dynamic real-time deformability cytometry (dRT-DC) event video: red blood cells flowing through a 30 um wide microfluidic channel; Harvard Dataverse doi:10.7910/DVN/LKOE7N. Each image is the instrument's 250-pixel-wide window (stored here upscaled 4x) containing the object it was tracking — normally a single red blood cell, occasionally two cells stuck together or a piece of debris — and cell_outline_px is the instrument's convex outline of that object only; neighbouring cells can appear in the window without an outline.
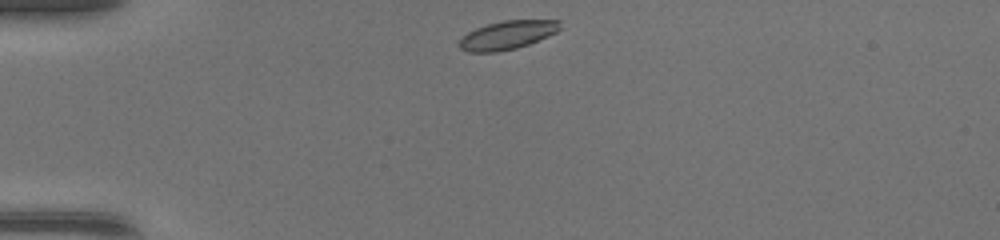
{"species": "common noctule bat (a hibernating species)", "species_latin": "Nyctalus noctula", "temperature_condition": "warm", "stored_images_in_passage": 37, "camera_frame_rate_fps": 3000, "um_per_image_px": 0.085, "animal": {"sex": "female", "body_mass_g": 17.0, "forearm_length_mm": 48.0}, "frame": {"image": 1, "passage_image": 1, "time_ms": 0.0, "image_size_px": [1000, 240], "cell_outline_px": [[560, 28], [556, 32], [548, 36], [528, 44], [516, 48], [496, 52], [468, 52], [460, 48], [460, 36], [476, 28], [488, 24], [504, 20], [560, 20]], "centroid_in_image_um": [43.11, 2.98], "position_along_channel_um": 41.9, "area_um2": 16.65}}
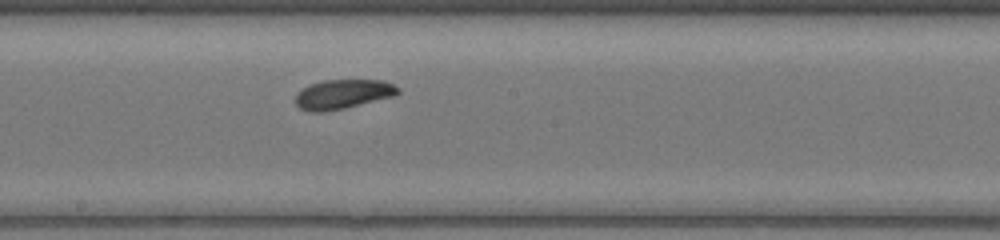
{"frame": {"image": 2, "passage_image": 16, "time_ms": 5.0, "image_size_px": [1000, 240], "cell_outline_px": [[400, 92], [396, 96], [344, 108], [324, 112], [308, 112], [300, 108], [296, 104], [296, 92], [308, 84], [324, 80], [384, 80], [400, 88]], "centroid_in_image_um": [29.14, 8.0], "position_along_channel_um": 219.1, "area_um2": 17.8}}
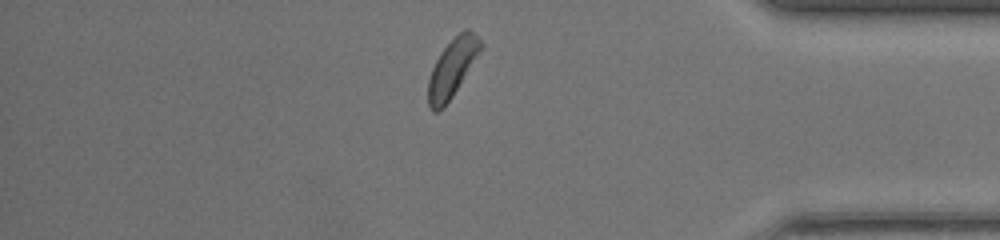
{"frame": {"image": 3, "passage_image": 30, "time_ms": 9.667, "image_size_px": [1000, 240], "cell_outline_px": [[484, 44], [452, 96], [444, 108], [440, 112], [432, 112], [428, 108], [428, 80], [432, 68], [440, 52], [464, 28], [468, 28]], "centroid_in_image_um": [38.4, 5.82], "position_along_channel_um": 396.8, "area_um2": 17.4}, "authors_computed_cell_mechanics": {"area_um2": 17.5134, "velocity_mm_per_s": 4.3413, "shape_relaxation_time_tau1_ms": 2.6113, "shape_relaxation_time_tau2_ms": 8.7889, "deformation_change_tau1": 0.0817, "deformation_change_tau2": 0.1674}}